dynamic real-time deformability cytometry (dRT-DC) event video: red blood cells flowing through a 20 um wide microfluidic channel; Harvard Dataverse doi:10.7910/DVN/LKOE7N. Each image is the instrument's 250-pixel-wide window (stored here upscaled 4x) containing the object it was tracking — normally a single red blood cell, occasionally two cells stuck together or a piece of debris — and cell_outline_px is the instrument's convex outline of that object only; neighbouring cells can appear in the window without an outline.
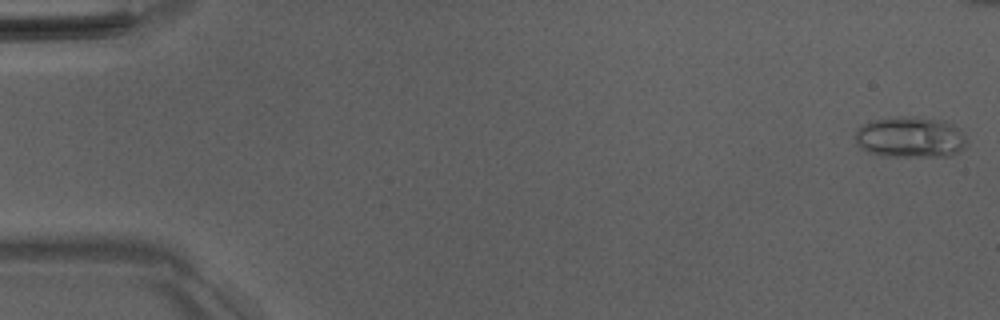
{"species": "Egyptian fruit bat (a non-hibernating species)", "species_latin": "Rousettus aegyptiacus", "temperature_condition": "room temperature", "stored_images_in_passage": 28, "camera_frame_rate_fps": 3000, "um_per_image_px": 0.085, "animal": {"sex": "male"}, "frame": {"image": 1, "passage_image": 1, "time_ms": 0.0, "image_size_px": [1000, 320], "cell_outline_px": [[964, 148], [948, 156], [880, 156], [868, 152], [860, 148], [856, 144], [856, 128], [860, 124], [872, 120], [900, 116], [916, 116], [944, 120], [960, 128], [964, 136]], "centroid_in_image_um": [77.32, 11.64], "position_along_channel_um": 7.7, "area_um2": 26.93}}
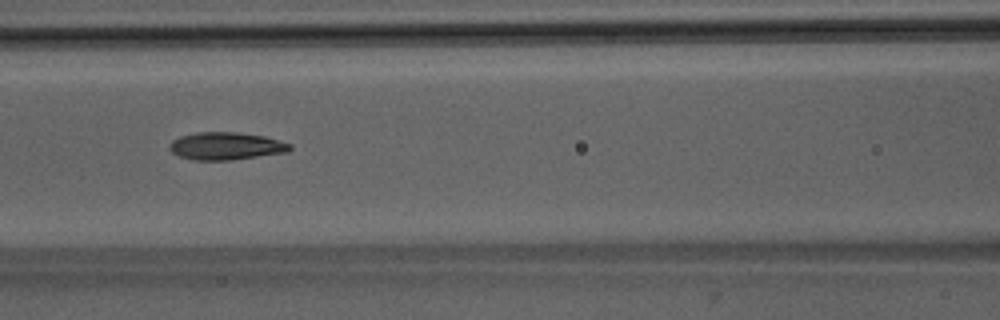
{"frame": {"image": 2, "passage_image": 23, "time_ms": 7.333, "image_size_px": [1000, 320], "cell_outline_px": [[292, 148], [288, 152], [232, 160], [192, 160], [180, 156], [172, 152], [168, 148], [172, 140], [180, 136], [196, 132], [236, 132], [264, 136], [292, 144]], "centroid_in_image_um": [19.21, 12.41], "position_along_channel_um": 147.4, "area_um2": 19.42}}